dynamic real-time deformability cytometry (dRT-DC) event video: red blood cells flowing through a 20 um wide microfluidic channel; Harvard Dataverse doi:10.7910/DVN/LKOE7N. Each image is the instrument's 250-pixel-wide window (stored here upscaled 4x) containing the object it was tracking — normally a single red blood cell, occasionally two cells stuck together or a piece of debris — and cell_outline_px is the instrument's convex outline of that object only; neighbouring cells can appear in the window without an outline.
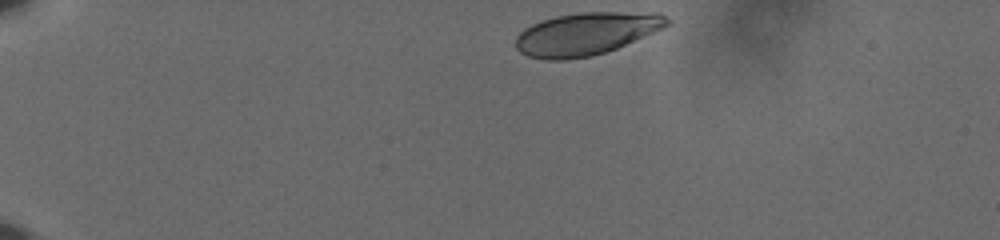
{"species": "human", "species_latin": "Homo sapiens", "temperature_condition": "cold", "stored_images_in_passage": 40, "camera_frame_rate_fps": 3000, "um_per_image_px": 0.085, "donor": {"sex": "male"}, "frame": {"image": 1, "passage_image": 1, "time_ms": 0.0, "image_size_px": [1000, 240], "cell_outline_px": [[672, 20], [664, 28], [616, 48], [592, 56], [564, 60], [544, 60], [528, 56], [520, 52], [516, 48], [516, 36], [524, 28], [532, 24], [556, 16], [580, 12], [660, 12], [668, 16]], "centroid_in_image_um": [49.85, 2.86], "position_along_channel_um": 35.1, "area_um2": 37.74}}
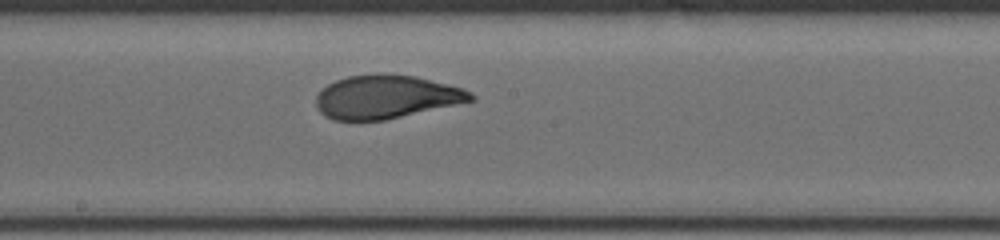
{"frame": {"image": 2, "passage_image": 23, "time_ms": 7.333, "image_size_px": [1000, 240], "cell_outline_px": [[476, 100], [384, 120], [332, 120], [324, 116], [316, 108], [316, 96], [328, 84], [336, 80], [348, 76], [376, 72], [384, 72], [416, 76], [464, 88], [472, 92], [476, 96]], "centroid_in_image_um": [32.83, 8.21], "position_along_channel_um": 215.4, "area_um2": 39.59}}
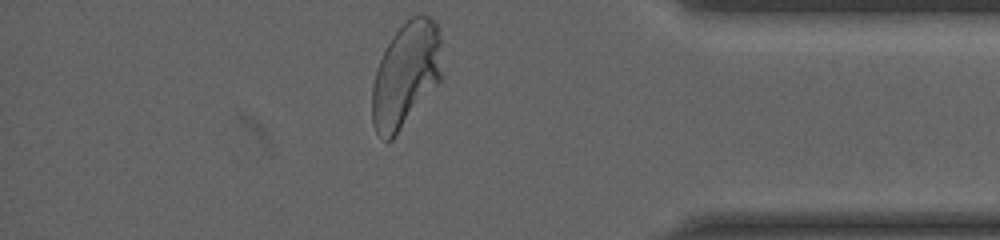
{"frame": {"image": 3, "passage_image": 40, "time_ms": 13.0, "image_size_px": [1000, 240], "cell_outline_px": [[440, 80], [392, 140], [384, 140], [376, 132], [372, 124], [372, 84], [376, 68], [392, 36], [412, 16], [428, 16], [436, 20], [440, 36]], "centroid_in_image_um": [34.47, 6.37], "position_along_channel_um": 400.7, "area_um2": 42.14}, "authors_computed_cell_mechanics": {"area_um2": 39.5641, "velocity_mm_per_s": 3.6064, "shape_relaxation_time_tau1_ms": 3.5357, "shape_relaxation_time_tau2_ms": null, "deformation_change_tau1": 0.1546, "deformation_change_tau2": null}}